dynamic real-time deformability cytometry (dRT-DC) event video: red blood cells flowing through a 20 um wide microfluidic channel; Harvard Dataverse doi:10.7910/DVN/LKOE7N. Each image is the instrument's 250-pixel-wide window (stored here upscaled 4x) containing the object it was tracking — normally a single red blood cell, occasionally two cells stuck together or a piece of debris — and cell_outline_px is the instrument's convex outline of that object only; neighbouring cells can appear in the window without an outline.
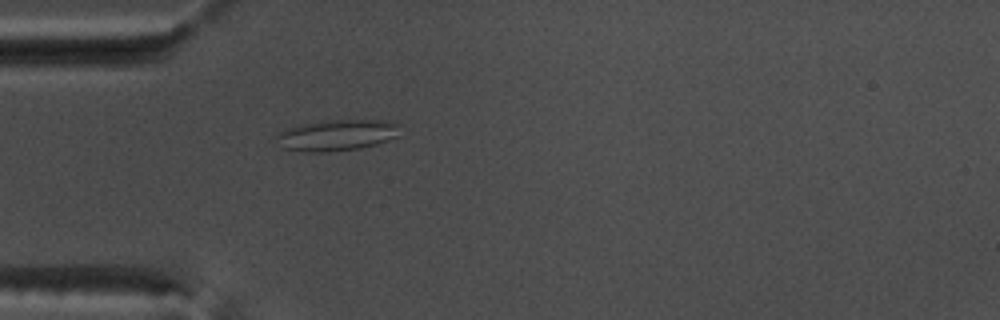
{"species": "common noctule bat (a hibernating species)", "species_latin": "Nyctalus noctula", "temperature_condition": "warm", "stored_images_in_passage": 54, "camera_frame_rate_fps": 3000, "um_per_image_px": 0.085, "animal": {"sex": "male", "body_mass_g": 17.5, "forearm_length_mm": 52.3}, "frame": {"image": 1, "passage_image": 16, "time_ms": 5.0, "image_size_px": [1000, 320], "cell_outline_px": [[400, 136], [376, 144], [360, 148], [324, 152], [308, 152], [284, 148], [276, 136], [276, 132], [288, 128], [304, 124], [324, 120], [392, 120], [396, 124]], "centroid_in_image_um": [28.66, 11.48], "position_along_channel_um": 56.3, "area_um2": 22.25}}
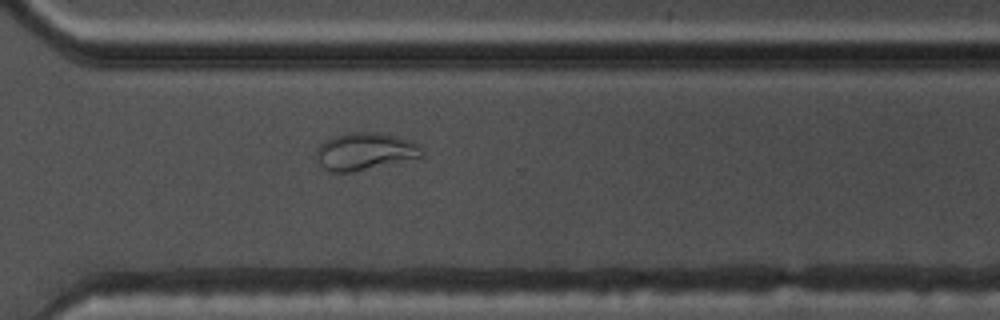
{"frame": {"image": 2, "passage_image": 39, "time_ms": 12.667, "image_size_px": [1000, 320], "cell_outline_px": [[424, 156], [352, 172], [332, 172], [324, 168], [320, 164], [316, 156], [316, 148], [324, 140], [336, 136], [352, 132], [380, 132], [416, 144], [424, 152]], "centroid_in_image_um": [30.96, 12.87], "position_along_channel_um": 339.6, "area_um2": 22.48}}
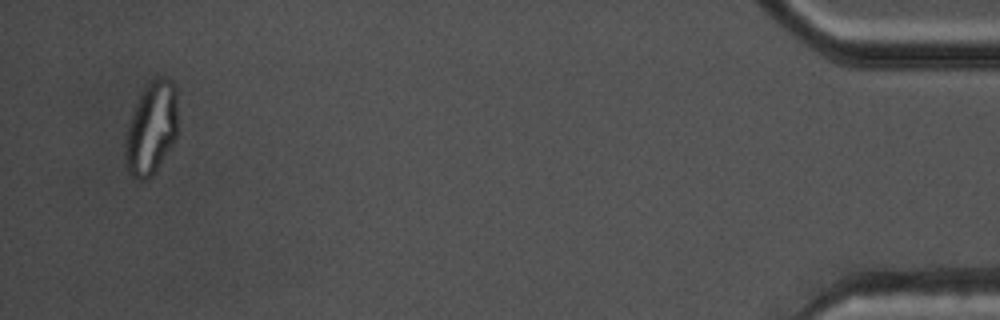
{"frame": {"image": 3, "passage_image": 52, "time_ms": 17.0, "image_size_px": [1000, 320], "cell_outline_px": [[176, 136], [172, 144], [152, 176], [148, 180], [136, 180], [128, 172], [124, 160], [124, 140], [128, 124], [132, 112], [140, 92], [156, 76], [164, 76], [172, 80], [176, 88]], "centroid_in_image_um": [12.83, 10.91], "position_along_channel_um": 422.4, "area_um2": 28.73}, "authors_computed_cell_mechanics": {"area_um2": 23.1778, "velocity_mm_per_s": 3.7692, "shape_relaxation_time_tau1_ms": null, "shape_relaxation_time_tau2_ms": 1.513, "deformation_change_tau1": null, "deformation_change_tau2": 0.0761}}